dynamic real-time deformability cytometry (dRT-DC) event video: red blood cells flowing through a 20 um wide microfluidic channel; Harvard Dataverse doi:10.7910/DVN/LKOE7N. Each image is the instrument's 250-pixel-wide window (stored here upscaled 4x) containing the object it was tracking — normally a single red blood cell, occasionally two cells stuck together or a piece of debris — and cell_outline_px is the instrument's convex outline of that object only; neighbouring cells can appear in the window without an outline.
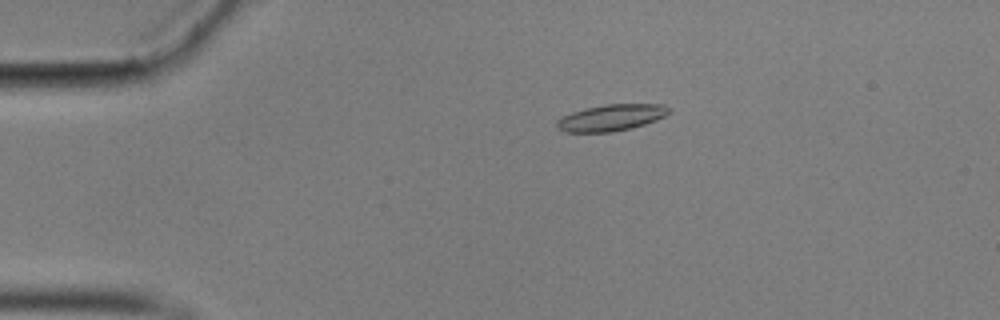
{"species": "common noctule bat (a hibernating species)", "species_latin": "Nyctalus noctula", "temperature_condition": "cold", "stored_images_in_passage": 58, "camera_frame_rate_fps": 3000, "um_per_image_px": 0.085, "animal": {"sex": "male", "body_mass_g": 17.9}, "frame": {"image": 1, "passage_image": 12, "time_ms": 3.667, "image_size_px": [1000, 320], "cell_outline_px": [[672, 112], [656, 120], [644, 124], [612, 132], [564, 132], [556, 128], [556, 120], [560, 116], [572, 112], [604, 104], [664, 104], [672, 108]], "centroid_in_image_um": [51.95, 9.99], "position_along_channel_um": 33.1, "area_um2": 17.4}}
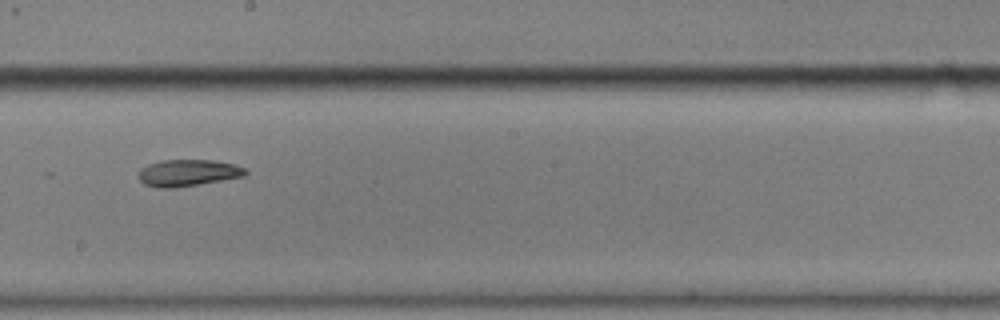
{"frame": {"image": 2, "passage_image": 33, "time_ms": 10.667, "image_size_px": [1000, 320], "cell_outline_px": [[248, 172], [244, 176], [176, 188], [156, 188], [144, 184], [136, 176], [140, 168], [148, 164], [160, 160], [212, 160], [232, 164], [244, 168]], "centroid_in_image_um": [15.9, 14.7], "position_along_channel_um": 232.3, "area_um2": 16.7}}
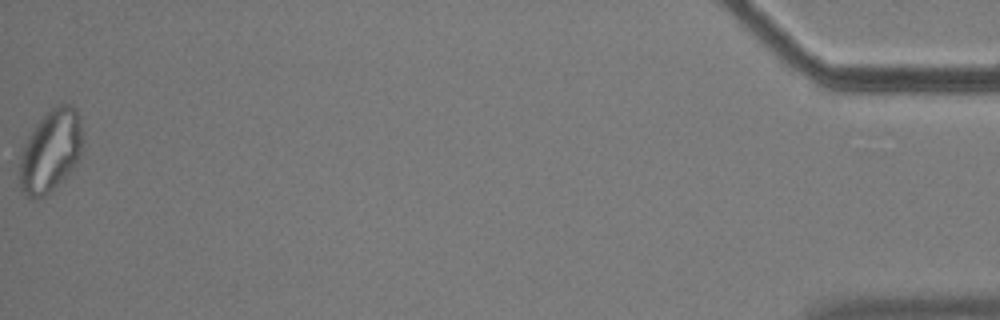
{"frame": {"image": 3, "passage_image": 58, "time_ms": 19.0, "image_size_px": [1000, 320], "cell_outline_px": [[84, 140], [80, 156], [64, 180], [44, 196], [36, 200], [32, 200], [20, 188], [20, 152], [28, 136], [40, 120], [52, 108], [60, 104], [68, 104], [76, 108], [80, 116]], "centroid_in_image_um": [4.33, 12.84], "position_along_channel_um": 430.9, "area_um2": 30.4}}